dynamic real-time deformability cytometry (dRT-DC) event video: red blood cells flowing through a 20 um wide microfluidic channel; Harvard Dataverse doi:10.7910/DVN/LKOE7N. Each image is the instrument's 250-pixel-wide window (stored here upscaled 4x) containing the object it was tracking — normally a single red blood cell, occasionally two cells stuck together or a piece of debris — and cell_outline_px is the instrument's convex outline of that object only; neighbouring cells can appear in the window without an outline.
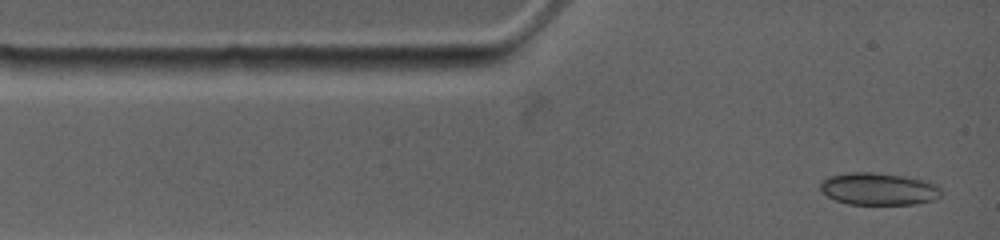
{"species": "common noctule bat (a hibernating species)", "species_latin": "Nyctalus noctula", "temperature_condition": "warm", "stored_images_in_passage": 19, "camera_frame_rate_fps": 4500, "um_per_image_px": 0.085, "animal": {"sex": "female", "body_mass_g": 19.0, "forearm_length_mm": 53.3}, "frame": {"image": 1, "passage_image": 1, "time_ms": 0.0, "image_size_px": [1000, 240], "cell_outline_px": [[944, 192], [940, 196], [932, 200], [916, 204], [848, 204], [836, 200], [828, 196], [820, 188], [820, 180], [828, 176], [848, 172], [872, 172], [904, 176], [928, 180], [936, 184]], "centroid_in_image_um": [74.7, 16.05], "position_along_channel_um": 10.3, "area_um2": 22.95}}
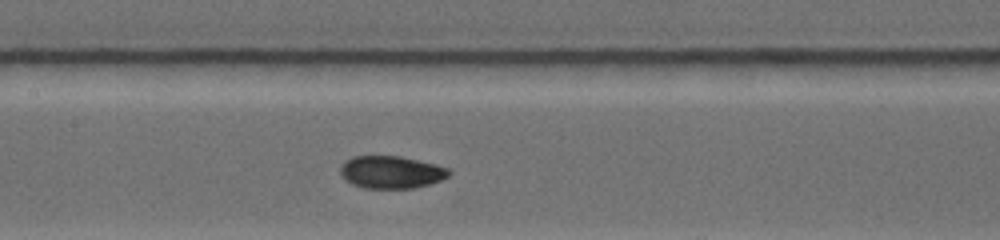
{"frame": {"image": 2, "passage_image": 11, "time_ms": 5.111, "image_size_px": [1000, 240], "cell_outline_px": [[452, 172], [448, 176], [440, 180], [416, 188], [364, 188], [352, 184], [344, 180], [340, 176], [340, 164], [344, 160], [352, 156], [400, 156], [436, 164], [448, 168]], "centroid_in_image_um": [33.2, 14.63], "position_along_channel_um": 174.2, "area_um2": 20.81}}
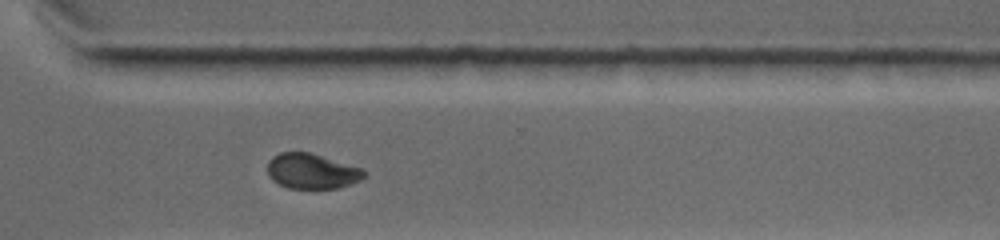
{"frame": {"image": 3, "passage_image": 19, "time_ms": 9.556, "image_size_px": [1000, 240], "cell_outline_px": [[368, 172], [360, 180], [336, 188], [288, 188], [272, 180], [268, 176], [268, 160], [272, 156], [280, 152], [308, 152], [364, 168]], "centroid_in_image_um": [26.5, 14.54], "position_along_channel_um": 344.1, "area_um2": 19.83}}